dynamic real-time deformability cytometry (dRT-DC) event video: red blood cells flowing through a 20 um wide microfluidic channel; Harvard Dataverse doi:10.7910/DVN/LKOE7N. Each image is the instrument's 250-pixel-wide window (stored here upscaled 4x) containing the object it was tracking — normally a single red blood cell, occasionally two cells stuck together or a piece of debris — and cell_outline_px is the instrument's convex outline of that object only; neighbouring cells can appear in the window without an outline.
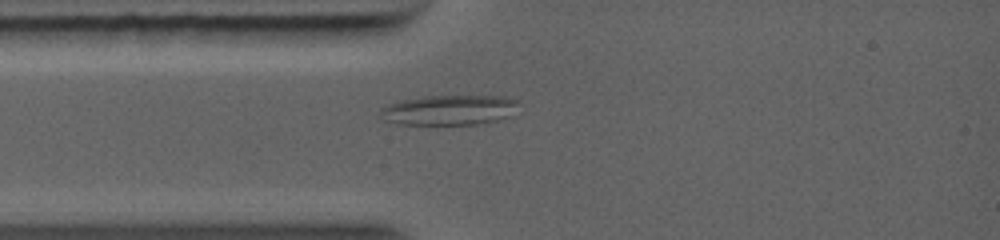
{"species": "common noctule bat (a hibernating species)", "species_latin": "Nyctalus noctula", "temperature_condition": "warm", "stored_images_in_passage": 45, "camera_frame_rate_fps": 5000, "um_per_image_px": 0.085, "animal": {"sex": "female", "body_mass_g": 19.0, "forearm_length_mm": 56.7}, "frame": {"image": 1, "passage_image": 7, "time_ms": 2.0, "image_size_px": [1000, 240], "cell_outline_px": [[520, 100], [512, 116], [496, 120], [476, 124], [396, 124], [384, 120], [380, 116], [380, 108], [388, 104], [400, 100], [424, 96], [504, 96]], "centroid_in_image_um": [38.18, 9.34], "position_along_channel_um": 46.8, "area_um2": 24.39}}
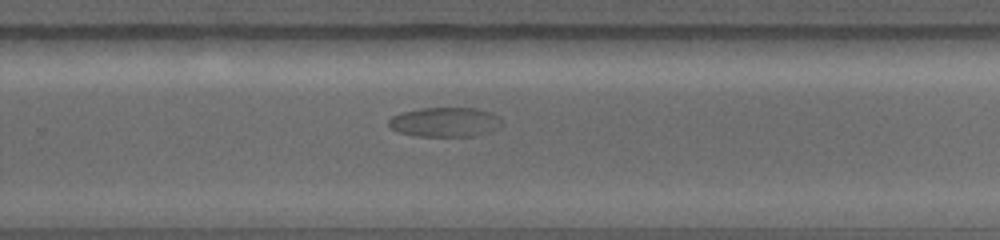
{"frame": {"image": 2, "passage_image": 23, "time_ms": 7.8, "image_size_px": [1000, 240], "cell_outline_px": [[500, 124], [496, 128], [488, 132], [472, 136], [416, 136], [400, 132], [392, 128], [388, 124], [388, 120], [392, 116], [404, 112], [420, 108], [476, 108], [500, 116]], "centroid_in_image_um": [37.8, 10.37], "position_along_channel_um": 292.0, "area_um2": 19.19}}
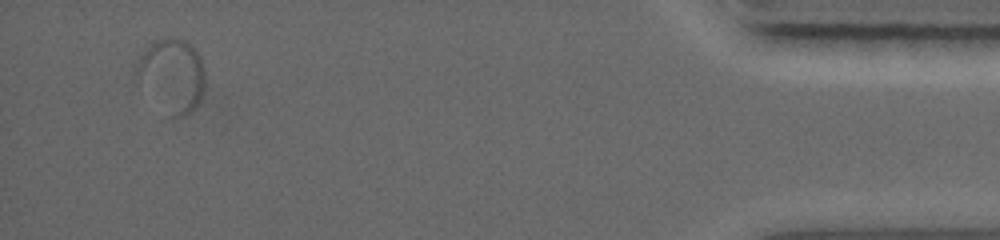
{"frame": {"image": 3, "passage_image": 39, "time_ms": 13.2, "image_size_px": [1000, 240], "cell_outline_px": [[204, 88], [200, 100], [196, 108], [192, 112], [184, 116], [172, 116], [140, 76], [136, 68], [140, 56], [156, 40], [172, 36], [184, 40], [200, 56], [204, 68]], "centroid_in_image_um": [14.74, 6.34], "position_along_channel_um": 420.5, "area_um2": 27.46}}